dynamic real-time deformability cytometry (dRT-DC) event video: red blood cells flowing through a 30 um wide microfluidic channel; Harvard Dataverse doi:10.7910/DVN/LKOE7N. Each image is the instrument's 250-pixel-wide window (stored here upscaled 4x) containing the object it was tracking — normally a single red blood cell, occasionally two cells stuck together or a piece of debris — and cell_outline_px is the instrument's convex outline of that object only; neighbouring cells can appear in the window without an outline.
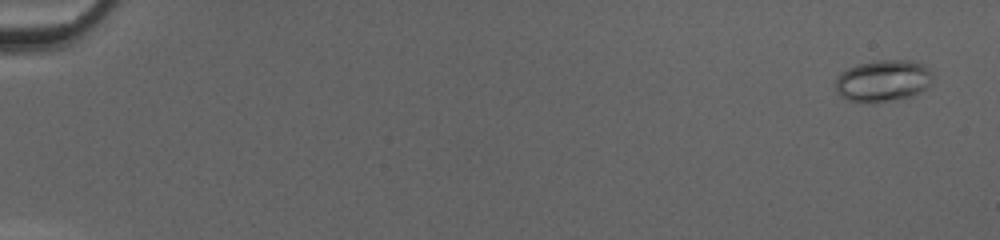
{"species": "common noctule bat (a hibernating species)", "species_latin": "Nyctalus noctula", "temperature_condition": "cold", "stored_images_in_passage": 52, "camera_frame_rate_fps": 3000, "um_per_image_px": 0.085, "animal": {"sex": "female", "body_mass_g": 20.0, "forearm_length_mm": 54.0}, "frame": {"image": 1, "passage_image": 3, "time_ms": 0.667, "image_size_px": [1000, 240], "cell_outline_px": [[932, 72], [928, 84], [924, 88], [912, 96], [900, 100], [872, 104], [868, 104], [848, 100], [840, 96], [836, 92], [836, 76], [840, 72], [856, 64], [876, 60], [908, 60], [924, 64]], "centroid_in_image_um": [75.0, 6.89], "position_along_channel_um": 10.0, "area_um2": 24.04}}
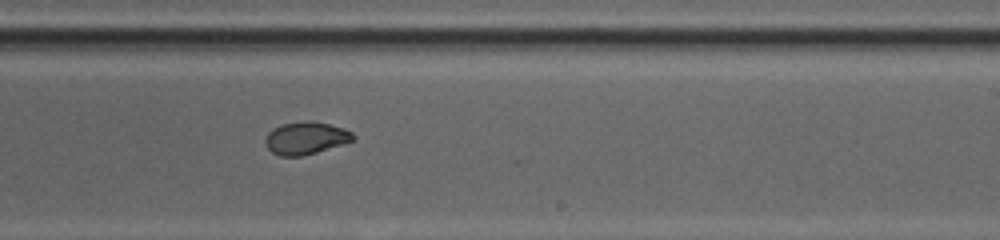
{"frame": {"image": 2, "passage_image": 34, "time_ms": 11.0, "image_size_px": [1000, 240], "cell_outline_px": [[356, 136], [352, 140], [304, 156], [280, 156], [272, 152], [268, 148], [264, 140], [268, 132], [272, 128], [280, 124], [304, 120], [308, 120], [328, 124], [344, 128], [352, 132]], "centroid_in_image_um": [25.95, 11.72], "position_along_channel_um": 263.1, "area_um2": 16.59}}
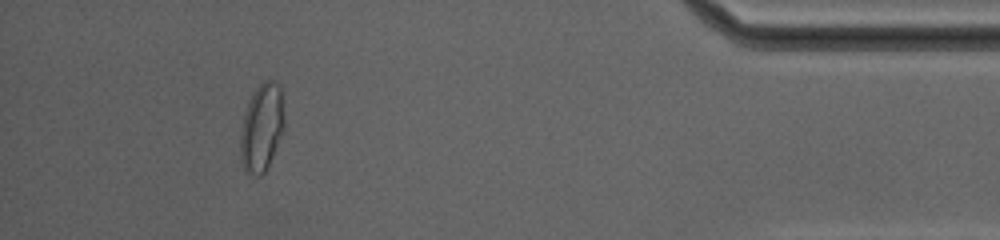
{"frame": {"image": 3, "passage_image": 48, "time_ms": 15.667, "image_size_px": [1000, 240], "cell_outline_px": [[284, 128], [268, 164], [264, 172], [260, 176], [256, 176], [244, 172], [240, 160], [240, 132], [244, 116], [252, 92], [264, 80], [272, 80], [280, 84], [284, 92]], "centroid_in_image_um": [22.25, 10.8], "position_along_channel_um": 412.9, "area_um2": 22.77}, "authors_computed_cell_mechanics": {"area_um2": 18.1781, "velocity_mm_per_s": 4.2385, "shape_relaxation_time_tau1_ms": null, "shape_relaxation_time_tau2_ms": 1.3576, "deformation_change_tau1": null, "deformation_change_tau2": 0.0422}}